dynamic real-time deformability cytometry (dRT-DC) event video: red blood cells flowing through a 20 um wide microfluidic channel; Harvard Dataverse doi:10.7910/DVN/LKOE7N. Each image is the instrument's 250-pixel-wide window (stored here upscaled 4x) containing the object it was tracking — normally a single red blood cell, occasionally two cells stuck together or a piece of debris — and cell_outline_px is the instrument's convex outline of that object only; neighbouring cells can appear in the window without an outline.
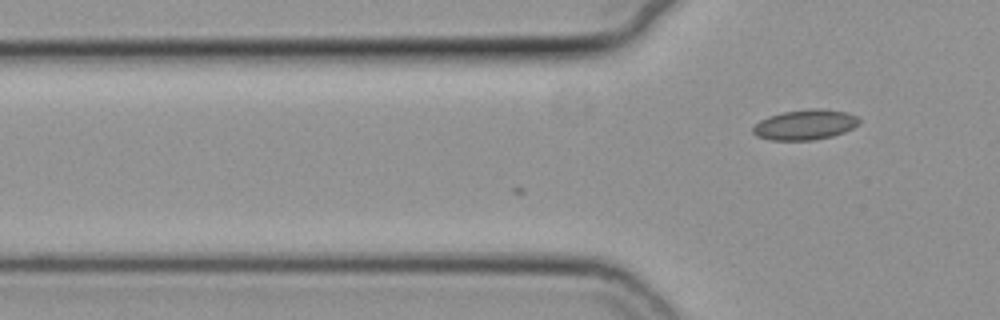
{"species": "common noctule bat (a hibernating species)", "species_latin": "Nyctalus noctula", "temperature_condition": "cold", "stored_images_in_passage": 3, "camera_frame_rate_fps": 3000, "um_per_image_px": 0.085, "animal": {"sex": "female", "body_mass_g": 19.3, "forearm_length_mm": 54.1}, "frame": {"image": 1, "passage_image": 3, "time_ms": 0.667, "image_size_px": [1000, 320], "cell_outline_px": [[860, 124], [844, 132], [832, 136], [812, 140], [772, 140], [756, 136], [752, 132], [752, 128], [760, 120], [768, 116], [784, 112], [808, 108], [820, 108], [848, 112], [856, 116], [860, 120]], "centroid_in_image_um": [68.44, 10.59], "position_along_channel_um": 57.4, "area_um2": 18.79}}